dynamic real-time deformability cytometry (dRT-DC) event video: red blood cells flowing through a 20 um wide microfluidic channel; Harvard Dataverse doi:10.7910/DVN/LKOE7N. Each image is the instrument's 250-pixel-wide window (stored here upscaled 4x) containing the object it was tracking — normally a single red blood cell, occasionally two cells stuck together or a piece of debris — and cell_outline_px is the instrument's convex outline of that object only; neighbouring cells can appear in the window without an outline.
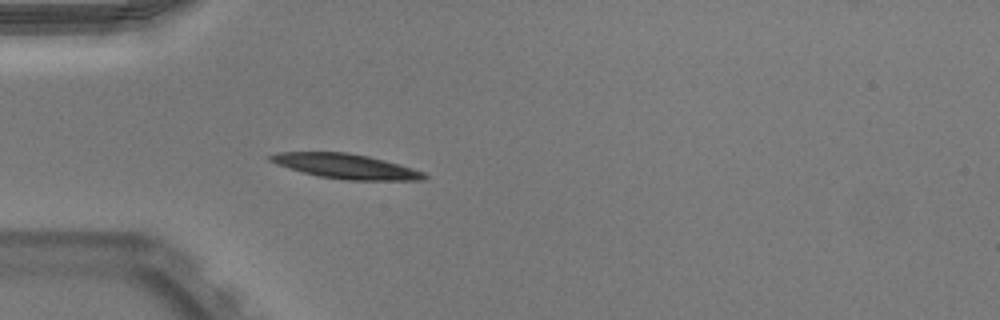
{"species": "Egyptian fruit bat (a non-hibernating species)", "species_latin": "Rousettus aegyptiacus", "temperature_condition": "warm", "stored_images_in_passage": 35, "camera_frame_rate_fps": 3000, "um_per_image_px": 0.085, "animal": {"sex": "male"}, "frame": {"image": 1, "passage_image": 6, "time_ms": 1.667, "image_size_px": [1000, 320], "cell_outline_px": [[428, 176], [424, 180], [348, 180], [320, 176], [304, 172], [276, 164], [268, 160], [268, 156], [276, 152], [348, 152], [368, 156], [384, 160], [412, 168], [424, 172]], "centroid_in_image_um": [29.4, 14.12], "position_along_channel_um": 55.6, "area_um2": 22.02}}
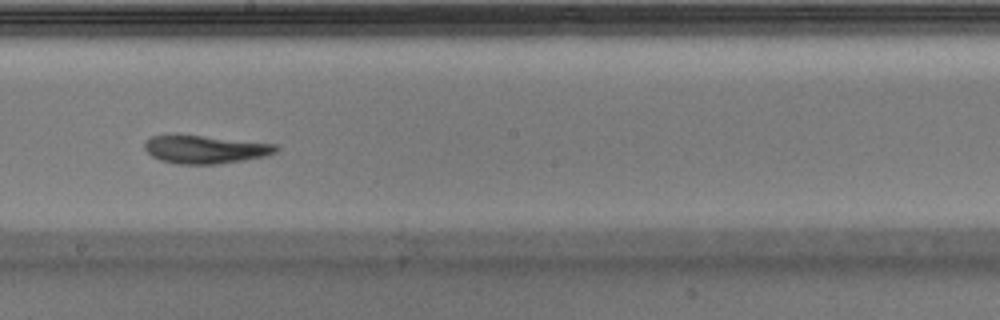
{"frame": {"image": 2, "passage_image": 20, "time_ms": 6.333, "image_size_px": [1000, 320], "cell_outline_px": [[280, 148], [276, 152], [268, 156], [220, 164], [176, 164], [160, 160], [152, 156], [144, 148], [144, 140], [152, 136], [172, 132], [176, 132], [280, 144]], "centroid_in_image_um": [17.44, 12.65], "position_along_channel_um": 230.8, "area_um2": 22.66}, "authors_computed_cell_mechanics": {"area_um2": 22.0218, "velocity_mm_per_s": 3.8956, "shape_relaxation_time_tau1_ms": 3.335, "shape_relaxation_time_tau2_ms": 2.4705, "deformation_change_tau1": 0.1262, "deformation_change_tau2": 0.0988}}